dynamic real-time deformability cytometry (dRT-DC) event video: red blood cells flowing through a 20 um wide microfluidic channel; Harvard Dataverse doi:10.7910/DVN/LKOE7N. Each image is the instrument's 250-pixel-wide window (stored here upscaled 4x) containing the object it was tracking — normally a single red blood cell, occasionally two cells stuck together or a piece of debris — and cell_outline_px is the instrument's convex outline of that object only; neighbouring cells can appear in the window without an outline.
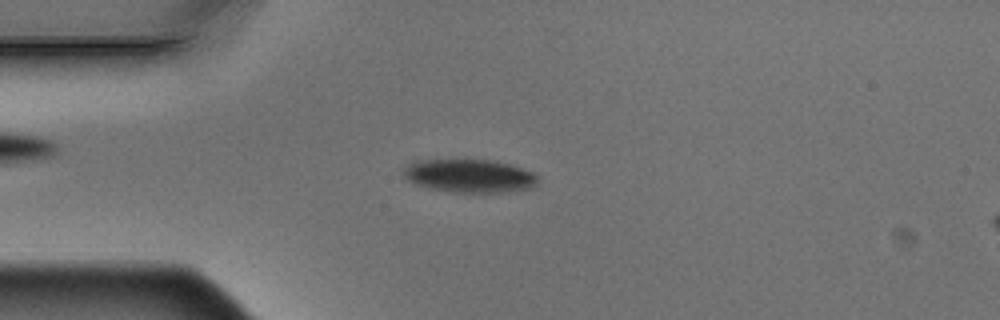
{"species": "Egyptian fruit bat (a non-hibernating species)", "species_latin": "Rousettus aegyptiacus", "temperature_condition": "warm", "stored_images_in_passage": 5, "camera_frame_rate_fps": 3000, "um_per_image_px": 0.085, "animal": {"sex": "male"}, "frame": {"image": 1, "passage_image": 4, "time_ms": 1.0, "image_size_px": [1000, 320], "cell_outline_px": [[536, 184], [532, 188], [504, 192], [448, 192], [416, 184], [408, 180], [404, 176], [404, 168], [408, 164], [416, 160], [492, 160], [508, 164], [532, 172], [536, 176]], "centroid_in_image_um": [39.88, 14.95], "position_along_channel_um": 45.1, "area_um2": 25.72}}
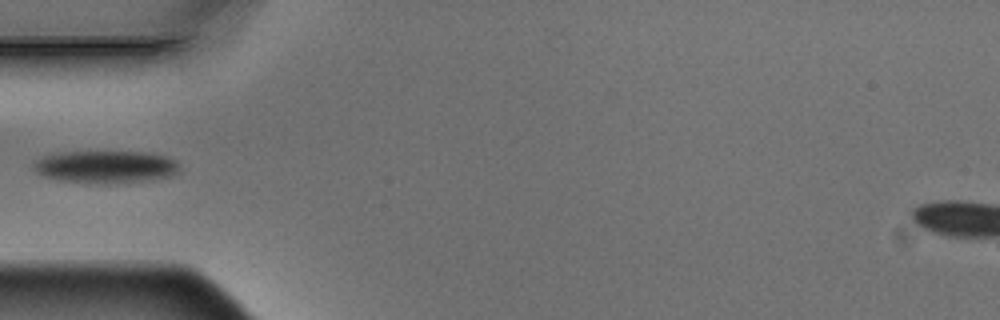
{"frame": {"image": 2, "passage_image": 5, "time_ms": 1.333, "image_size_px": [1000, 320], "cell_outline_px": [[180, 172], [172, 176], [152, 180], [116, 184], [84, 184], [56, 180], [44, 176], [36, 172], [32, 168], [36, 160], [44, 156], [60, 152], [148, 152], [164, 156], [176, 160], [180, 164]], "centroid_in_image_um": [9.01, 14.21], "position_along_channel_um": 76.0, "area_um2": 28.38}}